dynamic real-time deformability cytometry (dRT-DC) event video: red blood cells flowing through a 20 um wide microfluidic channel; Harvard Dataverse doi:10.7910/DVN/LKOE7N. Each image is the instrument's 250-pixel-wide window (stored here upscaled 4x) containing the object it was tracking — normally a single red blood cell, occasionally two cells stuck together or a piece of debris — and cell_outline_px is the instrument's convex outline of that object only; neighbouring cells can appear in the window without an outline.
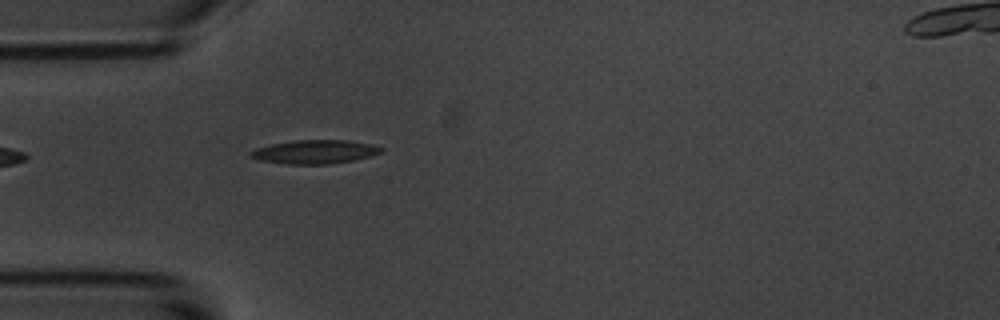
{"species": "common noctule bat (a hibernating species)", "species_latin": "Nyctalus noctula", "temperature_condition": "room temperature", "stored_images_in_passage": 36, "camera_frame_rate_fps": 3000, "um_per_image_px": 0.085, "animal": {"sex": "male", "body_mass_g": 20.1, "forearm_length_mm": 53.5}, "frame": {"image": 1, "passage_image": 1, "time_ms": 0.0, "image_size_px": [1000, 320], "cell_outline_px": [[384, 152], [352, 160], [328, 164], [288, 164], [260, 160], [248, 156], [248, 152], [256, 148], [272, 144], [292, 140], [348, 140], [372, 144], [384, 148]], "centroid_in_image_um": [26.75, 12.9], "position_along_channel_um": 58.3, "area_um2": 18.03}}
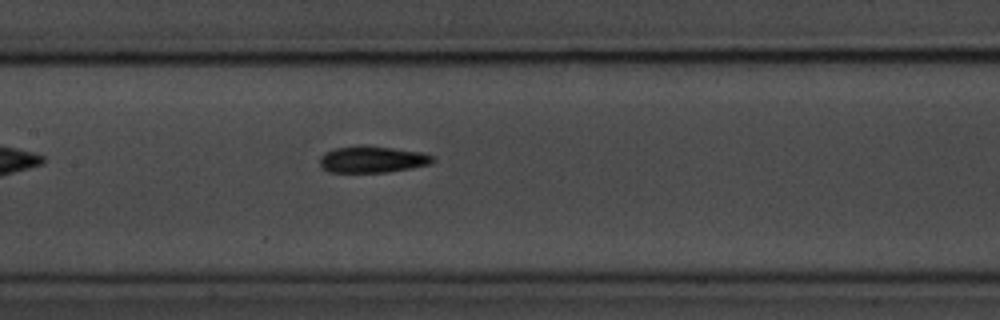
{"frame": {"image": 2, "passage_image": 11, "time_ms": 3.333, "image_size_px": [1000, 320], "cell_outline_px": [[436, 160], [432, 164], [388, 172], [328, 172], [320, 168], [320, 156], [324, 152], [336, 148], [364, 144], [420, 152], [432, 156]], "centroid_in_image_um": [31.61, 13.54], "position_along_channel_um": 175.8, "area_um2": 17.69}, "authors_computed_cell_mechanics": {"area_um2": 17.3111, "velocity_mm_per_s": 3.5936, "shape_relaxation_time_tau1_ms": null, "shape_relaxation_time_tau2_ms": 3.9699, "deformation_change_tau1": null, "deformation_change_tau2": 0.1111}}